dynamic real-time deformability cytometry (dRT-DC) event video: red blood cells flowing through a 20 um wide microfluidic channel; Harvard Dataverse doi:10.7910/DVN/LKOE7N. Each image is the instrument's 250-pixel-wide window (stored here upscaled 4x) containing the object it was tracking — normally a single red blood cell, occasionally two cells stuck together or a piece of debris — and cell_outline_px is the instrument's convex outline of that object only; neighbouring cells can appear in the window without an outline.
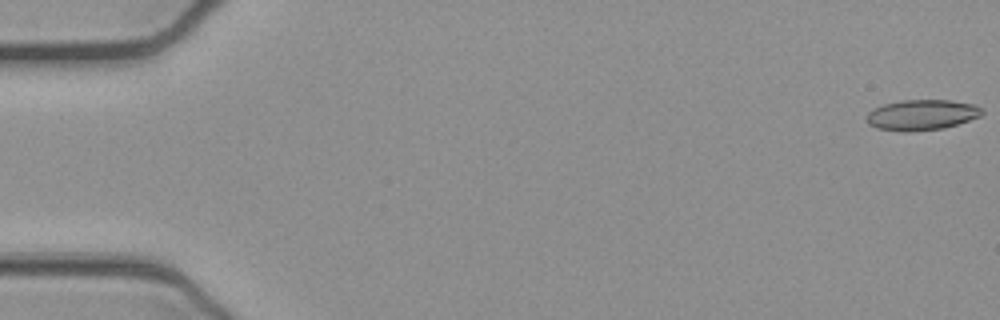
{"species": "common noctule bat (a hibernating species)", "species_latin": "Nyctalus noctula", "temperature_condition": "cold", "stored_images_in_passage": 11, "camera_frame_rate_fps": 3000, "um_per_image_px": 0.085, "animal": {"sex": "female", "body_mass_g": 21.9}, "frame": {"image": 1, "passage_image": 1, "time_ms": 0.0, "image_size_px": [1000, 320], "cell_outline_px": [[984, 112], [980, 116], [944, 128], [912, 132], [900, 132], [876, 128], [868, 124], [864, 116], [872, 108], [884, 104], [900, 100], [952, 100], [976, 104]], "centroid_in_image_um": [78.29, 9.77], "position_along_channel_um": 6.7, "area_um2": 20.87}}